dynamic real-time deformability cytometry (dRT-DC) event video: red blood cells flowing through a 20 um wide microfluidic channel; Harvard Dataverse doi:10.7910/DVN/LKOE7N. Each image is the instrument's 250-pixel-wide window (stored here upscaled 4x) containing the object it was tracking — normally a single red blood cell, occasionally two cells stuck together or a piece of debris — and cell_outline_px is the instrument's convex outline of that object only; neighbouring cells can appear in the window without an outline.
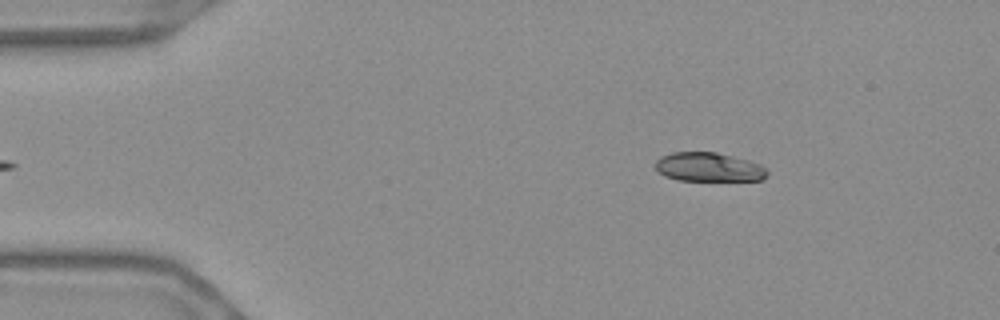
{"species": "Egyptian fruit bat (a non-hibernating species)", "species_latin": "Rousettus aegyptiacus", "temperature_condition": "warm", "stored_images_in_passage": 50, "camera_frame_rate_fps": 3000, "um_per_image_px": 0.085, "frame": {"image": 1, "passage_image": 3, "time_ms": 0.667, "image_size_px": [1000, 320], "cell_outline_px": [[768, 176], [764, 180], [676, 180], [664, 176], [656, 172], [656, 160], [660, 156], [672, 152], [716, 152], [748, 160], [760, 164], [768, 168]], "centroid_in_image_um": [60.24, 14.2], "position_along_channel_um": 24.8, "area_um2": 19.13}}
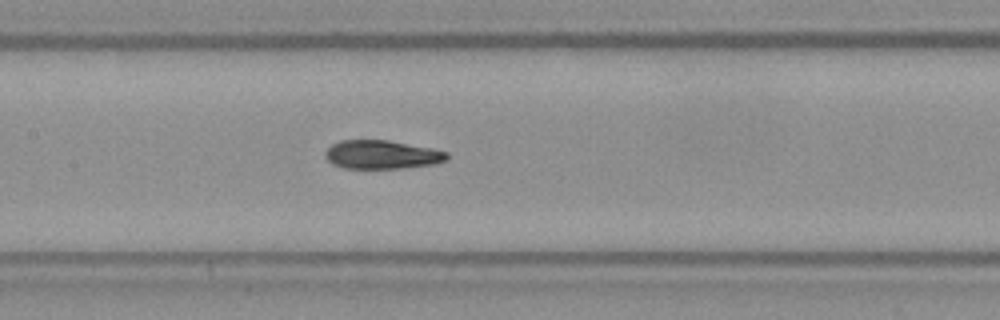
{"frame": {"image": 2, "passage_image": 21, "time_ms": 6.667, "image_size_px": [1000, 320], "cell_outline_px": [[448, 160], [436, 164], [404, 168], [340, 168], [332, 164], [324, 156], [324, 152], [332, 144], [340, 140], [388, 140], [432, 148], [448, 152]], "centroid_in_image_um": [32.46, 13.14], "position_along_channel_um": 174.9, "area_um2": 20.52}}
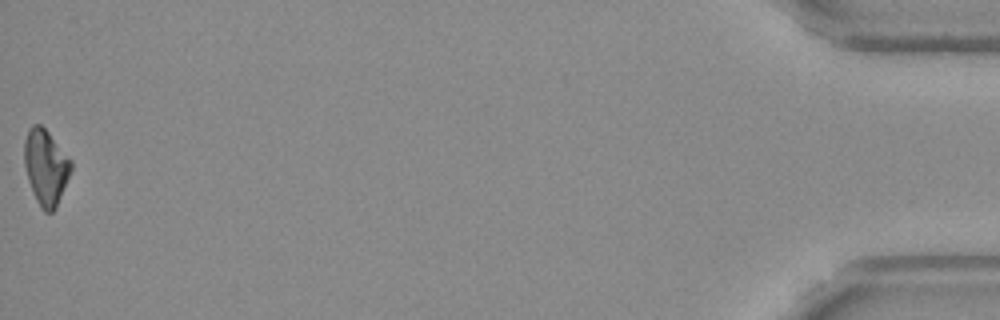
{"frame": {"image": 3, "passage_image": 50, "time_ms": 16.333, "image_size_px": [1000, 320], "cell_outline_px": [[72, 168], [56, 208], [52, 212], [44, 212], [40, 208], [36, 200], [28, 180], [24, 164], [24, 140], [28, 128], [32, 124], [40, 124], [48, 132], [72, 160]], "centroid_in_image_um": [3.88, 14.2], "position_along_channel_um": 431.3, "area_um2": 20.58}, "authors_computed_cell_mechanics": {"area_um2": 20.5479, "velocity_mm_per_s": 3.6802, "shape_relaxation_time_tau1_ms": null, "shape_relaxation_time_tau2_ms": 3.7835, "deformation_change_tau1": null, "deformation_change_tau2": 0.0658}}